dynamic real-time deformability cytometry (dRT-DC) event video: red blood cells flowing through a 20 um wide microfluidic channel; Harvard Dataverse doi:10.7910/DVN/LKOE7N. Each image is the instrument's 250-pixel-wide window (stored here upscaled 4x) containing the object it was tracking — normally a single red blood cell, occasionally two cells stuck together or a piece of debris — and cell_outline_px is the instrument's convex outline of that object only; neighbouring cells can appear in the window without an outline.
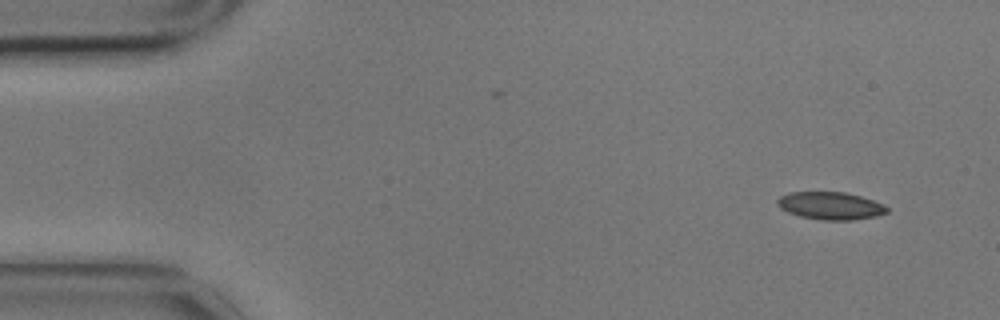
{"species": "common noctule bat (a hibernating species)", "species_latin": "Nyctalus noctula", "temperature_condition": "cold", "stored_images_in_passage": 2, "camera_frame_rate_fps": 3000, "um_per_image_px": 0.085, "animal": {"sex": "male", "body_mass_g": 17.9}, "frame": {"image": 1, "passage_image": 2, "time_ms": 0.333, "image_size_px": [1000, 320], "cell_outline_px": [[888, 212], [876, 216], [852, 220], [824, 220], [800, 216], [788, 212], [780, 208], [776, 204], [776, 200], [780, 196], [788, 192], [844, 192], [860, 196], [884, 204], [888, 208]], "centroid_in_image_um": [70.57, 17.48], "position_along_channel_um": 14.4, "area_um2": 17.63}}